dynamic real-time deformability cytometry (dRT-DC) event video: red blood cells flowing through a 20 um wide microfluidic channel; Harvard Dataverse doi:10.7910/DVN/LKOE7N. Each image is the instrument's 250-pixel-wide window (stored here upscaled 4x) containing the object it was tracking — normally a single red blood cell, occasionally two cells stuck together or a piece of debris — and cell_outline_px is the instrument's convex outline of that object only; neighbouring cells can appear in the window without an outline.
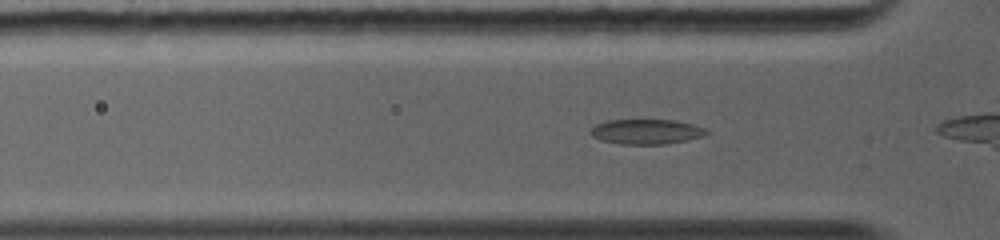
{"species": "common noctule bat (a hibernating species)", "species_latin": "Nyctalus noctula", "temperature_condition": "warm", "stored_images_in_passage": 52, "camera_frame_rate_fps": 5000, "um_per_image_px": 0.085, "animal": {"sex": "female", "body_mass_g": 19.0, "forearm_length_mm": 56.7}, "frame": {"image": 1, "passage_image": 8, "time_ms": 1.8, "image_size_px": [1000, 240], "cell_outline_px": [[708, 132], [704, 136], [688, 140], [664, 144], [620, 144], [600, 140], [592, 136], [588, 132], [596, 124], [608, 120], [676, 120], [692, 124], [704, 128]], "centroid_in_image_um": [54.92, 11.19], "position_along_channel_um": 70.9, "area_um2": 16.88}}
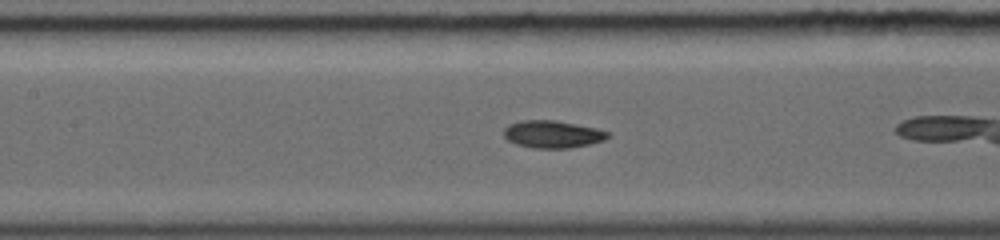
{"frame": {"image": 2, "passage_image": 15, "time_ms": 3.8, "image_size_px": [1000, 240], "cell_outline_px": [[608, 136], [604, 140], [588, 144], [568, 148], [536, 148], [516, 144], [508, 140], [504, 136], [504, 128], [508, 124], [520, 120], [556, 120], [596, 128], [608, 132]], "centroid_in_image_um": [46.92, 11.4], "position_along_channel_um": 160.5, "area_um2": 16.47}}
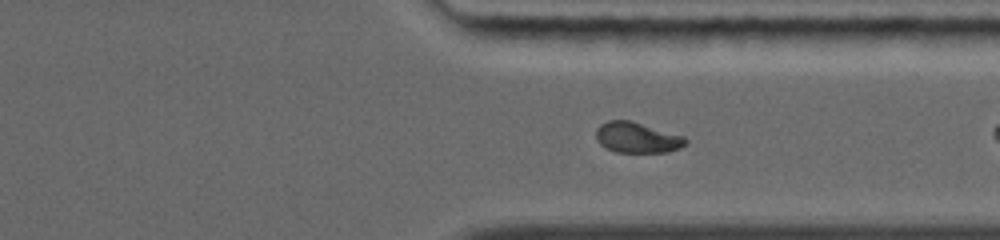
{"frame": {"image": 3, "passage_image": 33, "time_ms": 8.2, "image_size_px": [1000, 240], "cell_outline_px": [[688, 144], [680, 148], [668, 152], [616, 152], [600, 144], [596, 140], [596, 128], [600, 124], [608, 120], [628, 120], [684, 136], [688, 140]], "centroid_in_image_um": [54.16, 11.7], "position_along_channel_um": 357.2, "area_um2": 15.95}, "authors_computed_cell_mechanics": {"area_um2": 16.2996, "velocity_mm_per_s": 4.465, "shape_relaxation_time_tau1_ms": 8.3179, "shape_relaxation_time_tau2_ms": 1.565, "deformation_change_tau1": 0.23, "deformation_change_tau2": 0.0595}}